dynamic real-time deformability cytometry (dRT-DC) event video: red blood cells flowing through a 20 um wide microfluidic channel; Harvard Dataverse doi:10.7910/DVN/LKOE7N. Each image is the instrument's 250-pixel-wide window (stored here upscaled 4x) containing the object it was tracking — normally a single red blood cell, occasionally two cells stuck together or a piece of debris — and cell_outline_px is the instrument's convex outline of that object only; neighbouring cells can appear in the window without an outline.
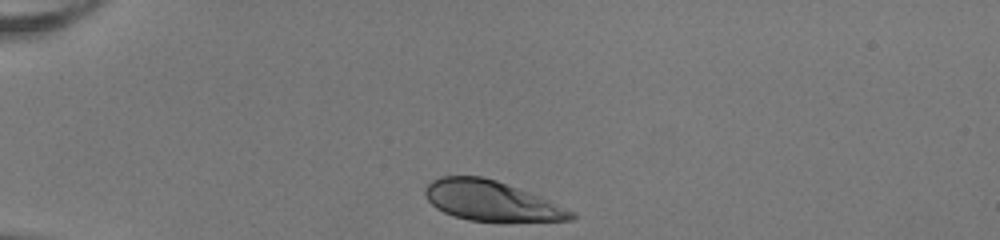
{"species": "human", "species_latin": "Homo sapiens", "temperature_condition": "room temperature", "stored_images_in_passage": 32, "camera_frame_rate_fps": 3000, "um_per_image_px": 0.085, "donor": {"sex": "female"}, "frame": {"image": 1, "passage_image": 1, "time_ms": 0.0, "image_size_px": [1000, 240], "cell_outline_px": [[576, 216], [572, 220], [504, 224], [468, 220], [444, 212], [436, 208], [428, 200], [424, 192], [424, 188], [432, 180], [440, 176], [480, 176], [496, 180], [540, 196], [576, 212]], "centroid_in_image_um": [41.82, 17.12], "position_along_channel_um": 43.2, "area_um2": 34.97}}
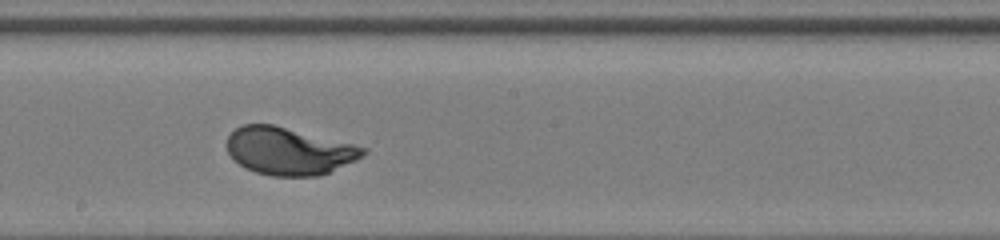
{"frame": {"image": 2, "passage_image": 18, "time_ms": 5.667, "image_size_px": [1000, 240], "cell_outline_px": [[368, 152], [364, 156], [356, 160], [328, 172], [316, 176], [272, 176], [256, 172], [244, 168], [228, 152], [228, 136], [236, 128], [244, 124], [272, 124], [368, 148]], "centroid_in_image_um": [24.57, 12.84], "position_along_channel_um": 223.6, "area_um2": 37.22}}
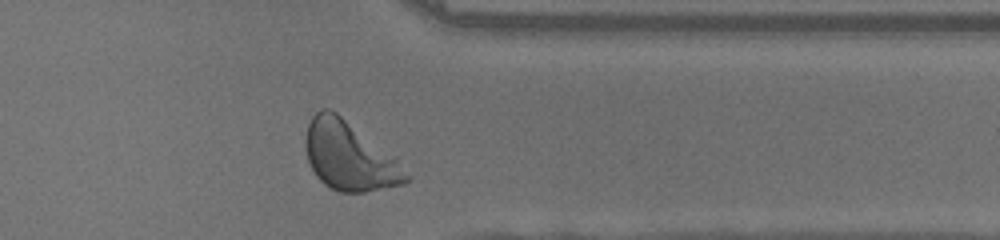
{"frame": {"image": 3, "passage_image": 30, "time_ms": 9.667, "image_size_px": [1000, 240], "cell_outline_px": [[408, 180], [404, 184], [364, 192], [340, 192], [324, 184], [316, 176], [308, 160], [304, 144], [304, 140], [308, 124], [312, 116], [320, 108], [328, 108], [336, 112], [396, 156], [408, 176]], "centroid_in_image_um": [29.68, 13.25], "position_along_channel_um": 381.7, "area_um2": 40.29}, "authors_computed_cell_mechanics": {"area_um2": 37.4544, "velocity_mm_per_s": 3.9972, "shape_relaxation_time_tau1_ms": 2.4063, "shape_relaxation_time_tau2_ms": null, "deformation_change_tau1": 0.162, "deformation_change_tau2": null}}